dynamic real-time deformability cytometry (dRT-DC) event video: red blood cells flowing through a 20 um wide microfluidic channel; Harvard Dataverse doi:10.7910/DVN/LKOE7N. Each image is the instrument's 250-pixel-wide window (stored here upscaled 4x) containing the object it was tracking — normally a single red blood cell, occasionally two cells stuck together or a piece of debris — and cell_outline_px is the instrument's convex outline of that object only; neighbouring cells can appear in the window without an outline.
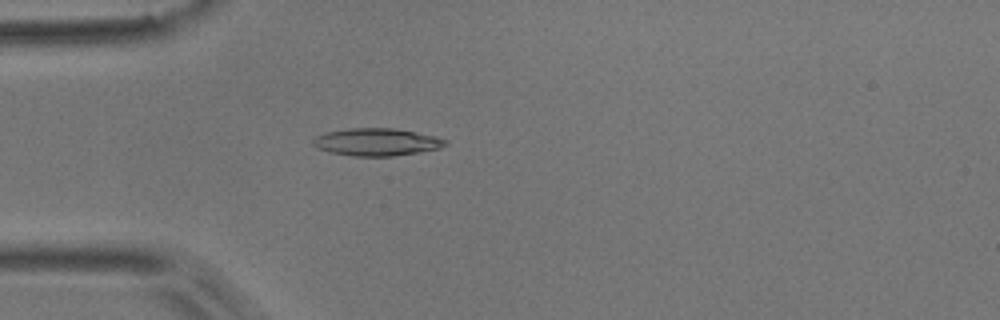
{"species": "common noctule bat (a hibernating species)", "species_latin": "Nyctalus noctula", "temperature_condition": "room temperature", "stored_images_in_passage": 2, "camera_frame_rate_fps": 3000, "um_per_image_px": 0.085, "animal": {"sex": "male", "body_mass_g": 17.9}, "frame": {"image": 1, "passage_image": 2, "time_ms": 0.333, "image_size_px": [1000, 320], "cell_outline_px": [[448, 144], [440, 148], [392, 156], [352, 156], [328, 152], [316, 148], [312, 144], [312, 140], [316, 136], [324, 132], [352, 128], [396, 128], [436, 136], [448, 140]], "centroid_in_image_um": [31.99, 12.07], "position_along_channel_um": 53.0, "area_um2": 21.33}}